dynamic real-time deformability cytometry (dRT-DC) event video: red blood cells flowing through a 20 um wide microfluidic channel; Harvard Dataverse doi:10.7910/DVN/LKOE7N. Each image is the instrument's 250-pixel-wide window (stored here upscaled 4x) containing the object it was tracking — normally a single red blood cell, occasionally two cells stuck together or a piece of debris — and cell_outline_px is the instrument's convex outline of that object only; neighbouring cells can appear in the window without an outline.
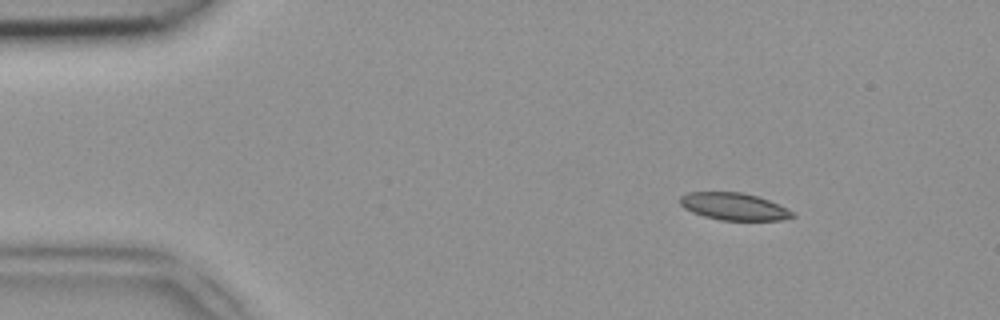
{"species": "common noctule bat (a hibernating species)", "species_latin": "Nyctalus noctula", "temperature_condition": "room temperature", "stored_images_in_passage": 48, "camera_frame_rate_fps": 3000, "um_per_image_px": 0.085, "animal": {"sex": "female", "body_mass_g": 18.4}, "frame": {"image": 1, "passage_image": 6, "time_ms": 1.667, "image_size_px": [1000, 320], "cell_outline_px": [[796, 216], [780, 220], [720, 220], [704, 216], [692, 212], [684, 208], [680, 204], [680, 196], [688, 192], [744, 192], [768, 200], [792, 212]], "centroid_in_image_um": [62.33, 17.55], "position_along_channel_um": 22.7, "area_um2": 17.63}}
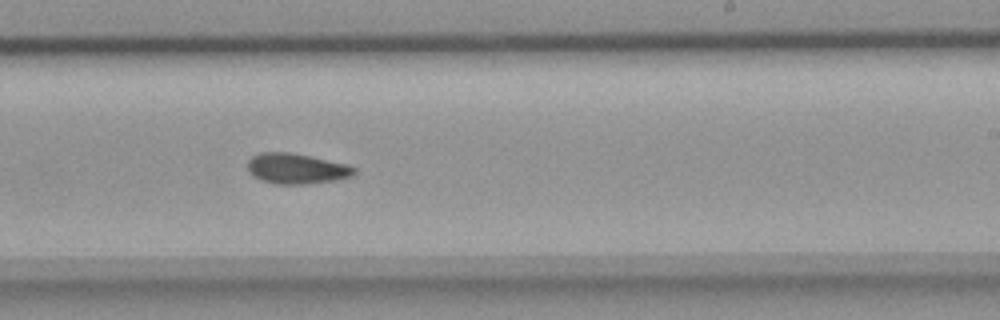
{"frame": {"image": 2, "passage_image": 29, "time_ms": 9.333, "image_size_px": [1000, 320], "cell_outline_px": [[356, 172], [352, 176], [336, 180], [308, 184], [276, 184], [252, 176], [248, 172], [248, 160], [252, 156], [260, 152], [288, 152], [348, 164], [356, 168]], "centroid_in_image_um": [25.2, 14.33], "position_along_channel_um": 263.8, "area_um2": 18.9}}
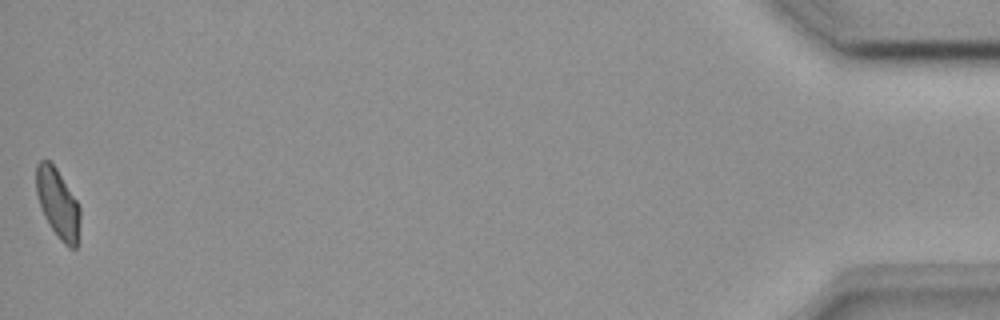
{"frame": {"image": 3, "passage_image": 48, "time_ms": 15.667, "image_size_px": [1000, 320], "cell_outline_px": [[80, 220], [76, 248], [68, 248], [60, 240], [44, 216], [36, 192], [36, 164], [40, 160], [48, 160], [56, 168], [76, 200], [80, 208]], "centroid_in_image_um": [4.91, 17.29], "position_along_channel_um": 430.3, "area_um2": 17.46}}